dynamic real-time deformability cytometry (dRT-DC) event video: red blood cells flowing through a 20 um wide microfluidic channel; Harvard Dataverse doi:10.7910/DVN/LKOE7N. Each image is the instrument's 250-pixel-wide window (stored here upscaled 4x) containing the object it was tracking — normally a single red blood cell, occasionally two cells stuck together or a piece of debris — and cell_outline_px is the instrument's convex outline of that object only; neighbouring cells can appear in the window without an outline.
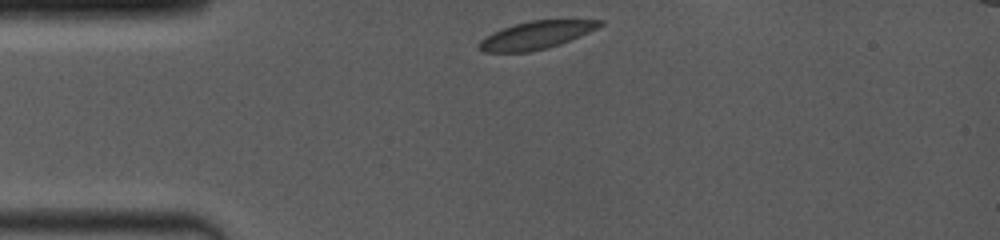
{"species": "common noctule bat (a hibernating species)", "species_latin": "Nyctalus noctula", "temperature_condition": "room temperature", "stored_images_in_passage": 11, "camera_frame_rate_fps": 4000, "um_per_image_px": 0.085, "animal": {"sex": "female", "body_mass_g": 19.0, "forearm_length_mm": 53.3}, "frame": {"image": 1, "passage_image": 1, "time_ms": 0.0, "image_size_px": [1000, 240], "cell_outline_px": [[604, 24], [580, 36], [560, 44], [528, 52], [484, 52], [476, 48], [476, 44], [480, 40], [492, 32], [528, 20], [604, 20]], "centroid_in_image_um": [45.52, 2.99], "position_along_channel_um": 39.5, "area_um2": 19.42}}
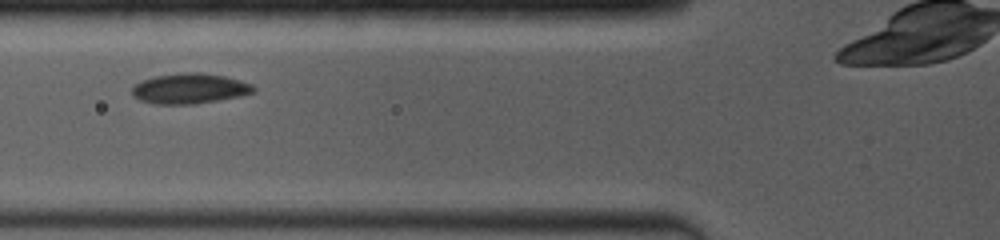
{"frame": {"image": 2, "passage_image": 7, "time_ms": 2.5, "image_size_px": [1000, 240], "cell_outline_px": [[256, 92], [240, 96], [196, 104], [152, 104], [140, 100], [132, 96], [132, 88], [140, 80], [156, 76], [192, 72], [196, 72], [224, 76], [240, 80], [252, 84], [256, 88]], "centroid_in_image_um": [16.12, 7.54], "position_along_channel_um": 109.7, "area_um2": 21.44}}
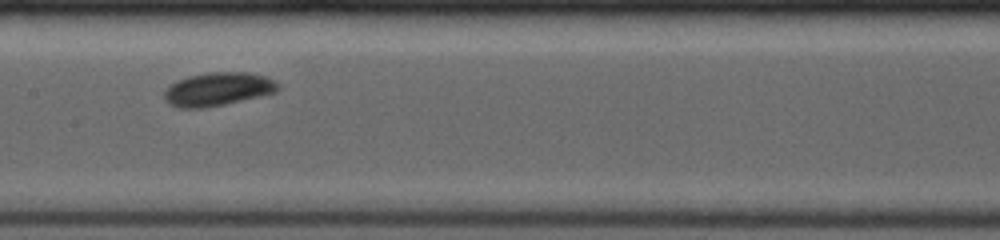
{"frame": {"image": 3, "passage_image": 10, "time_ms": 4.5, "image_size_px": [1000, 240], "cell_outline_px": [[280, 88], [276, 92], [260, 96], [224, 104], [204, 108], [176, 108], [168, 104], [164, 100], [164, 92], [172, 84], [188, 76], [212, 72], [244, 72], [264, 76], [280, 84]], "centroid_in_image_um": [18.51, 7.59], "position_along_channel_um": 188.9, "area_um2": 21.96}}